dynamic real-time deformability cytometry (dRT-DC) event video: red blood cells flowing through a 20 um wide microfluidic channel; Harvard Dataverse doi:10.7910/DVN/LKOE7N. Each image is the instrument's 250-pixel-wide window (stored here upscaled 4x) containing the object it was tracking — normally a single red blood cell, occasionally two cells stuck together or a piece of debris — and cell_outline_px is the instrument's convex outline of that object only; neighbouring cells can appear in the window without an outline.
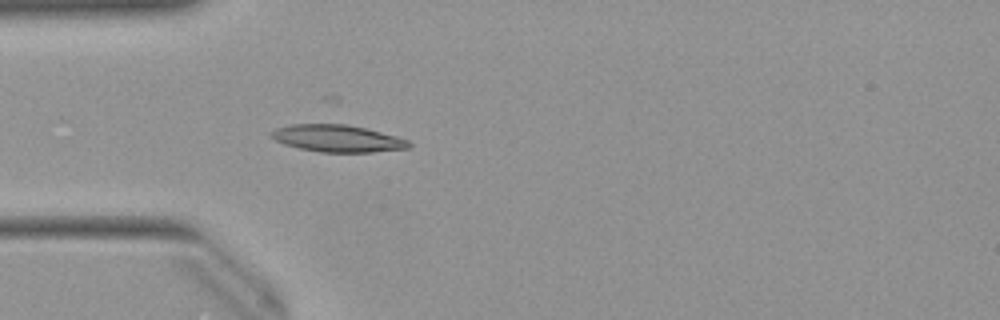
{"species": "Egyptian fruit bat (a non-hibernating species)", "species_latin": "Rousettus aegyptiacus", "temperature_condition": "warm", "stored_images_in_passage": 50, "camera_frame_rate_fps": 3000, "um_per_image_px": 0.085, "animal": {"sex": "female"}, "frame": {"image": 1, "passage_image": 14, "time_ms": 4.333, "image_size_px": [1000, 320], "cell_outline_px": [[412, 148], [372, 152], [320, 152], [300, 148], [284, 144], [276, 140], [268, 132], [276, 128], [292, 124], [336, 120], [396, 136], [408, 140], [412, 144]], "centroid_in_image_um": [28.68, 11.71], "position_along_channel_um": 56.3, "area_um2": 22.66}}
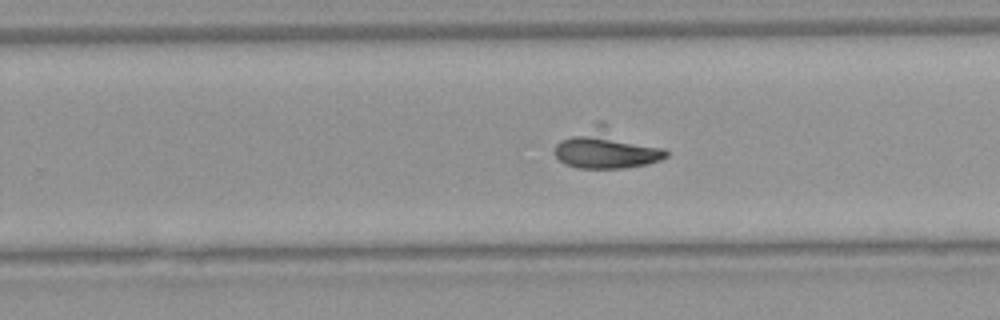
{"frame": {"image": 2, "passage_image": 31, "time_ms": 10.0, "image_size_px": [1000, 320], "cell_outline_px": [[668, 156], [660, 160], [648, 164], [624, 168], [576, 168], [564, 164], [552, 152], [556, 144], [560, 140], [596, 120], [604, 120], [664, 148], [668, 152]], "centroid_in_image_um": [51.57, 12.58], "position_along_channel_um": 278.2, "area_um2": 26.76}}
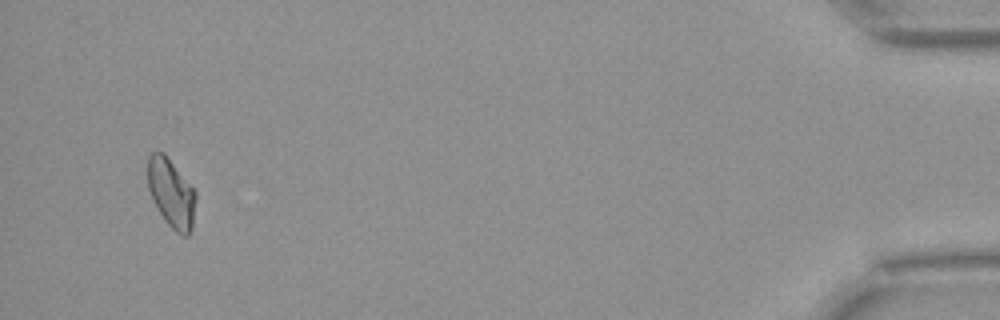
{"frame": {"image": 3, "passage_image": 48, "time_ms": 15.667, "image_size_px": [1000, 320], "cell_outline_px": [[196, 200], [192, 228], [188, 236], [184, 236], [176, 232], [164, 220], [152, 200], [148, 188], [148, 156], [152, 152], [164, 152], [196, 192]], "centroid_in_image_um": [14.56, 16.43], "position_along_channel_um": 420.6, "area_um2": 19.25}}